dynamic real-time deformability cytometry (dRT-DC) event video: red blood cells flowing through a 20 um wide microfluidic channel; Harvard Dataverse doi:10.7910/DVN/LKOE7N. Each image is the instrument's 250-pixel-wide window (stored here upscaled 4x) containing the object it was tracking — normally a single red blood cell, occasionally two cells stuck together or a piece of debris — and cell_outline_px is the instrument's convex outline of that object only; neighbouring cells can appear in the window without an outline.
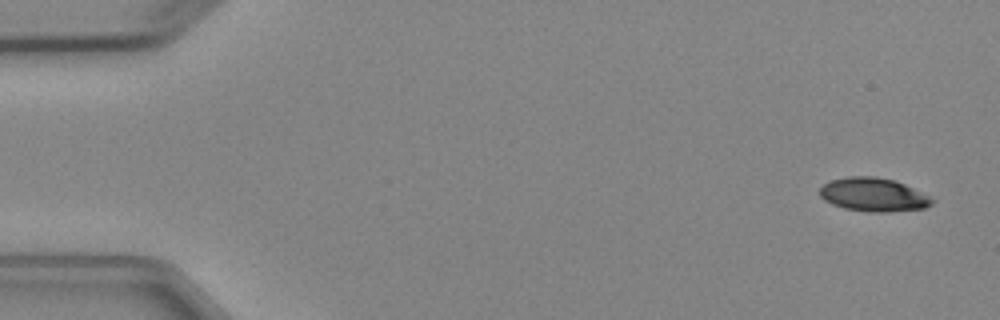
{"species": "Egyptian fruit bat (a non-hibernating species)", "species_latin": "Rousettus aegyptiacus", "temperature_condition": "cold", "stored_images_in_passage": 5, "camera_frame_rate_fps": 3000, "um_per_image_px": 0.085, "animal": {"sex": "female"}, "frame": {"image": 1, "passage_image": 1, "time_ms": 0.0, "image_size_px": [1000, 320], "cell_outline_px": [[936, 200], [932, 204], [924, 208], [888, 212], [868, 212], [844, 208], [832, 204], [824, 200], [820, 196], [820, 188], [824, 184], [832, 180], [848, 176], [876, 176], [896, 180]], "centroid_in_image_um": [74.23, 16.55], "position_along_channel_um": 10.8, "area_um2": 21.96}}
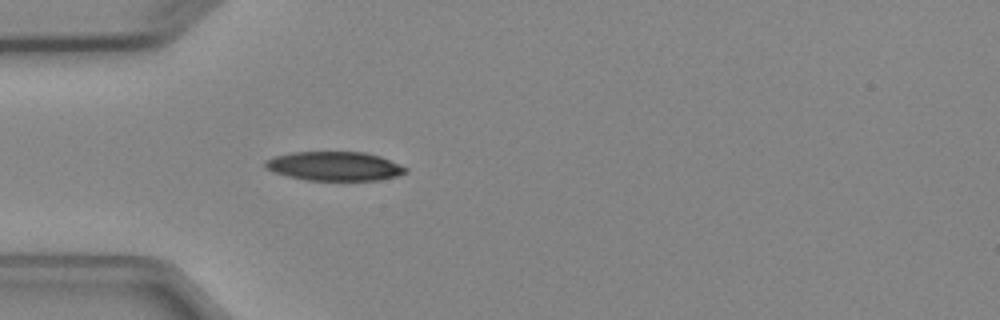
{"frame": {"image": 2, "passage_image": 5, "time_ms": 4.333, "image_size_px": [1000, 320], "cell_outline_px": [[408, 172], [396, 176], [380, 180], [308, 180], [288, 176], [272, 172], [264, 168], [264, 160], [276, 156], [292, 152], [364, 152], [380, 156], [408, 168]], "centroid_in_image_um": [28.41, 14.12], "position_along_channel_um": 56.6, "area_um2": 23.81}}